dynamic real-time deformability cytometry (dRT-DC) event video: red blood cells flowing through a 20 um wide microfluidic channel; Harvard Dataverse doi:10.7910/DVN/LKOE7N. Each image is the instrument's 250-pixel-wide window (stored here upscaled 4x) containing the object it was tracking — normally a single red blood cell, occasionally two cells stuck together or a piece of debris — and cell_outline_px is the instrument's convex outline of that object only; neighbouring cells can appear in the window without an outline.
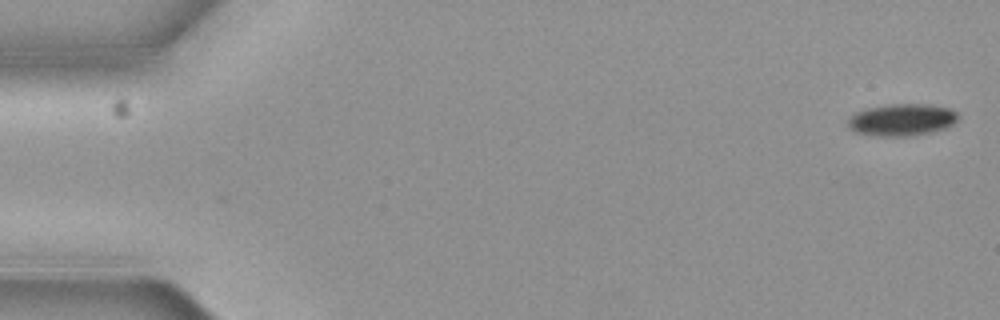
{"species": "common noctule bat (a hibernating species)", "species_latin": "Nyctalus noctula", "temperature_condition": "cold", "stored_images_in_passage": 3, "camera_frame_rate_fps": 3000, "um_per_image_px": 0.085, "animal": {"sex": "female", "body_mass_g": 19.3, "forearm_length_mm": 54.1}, "frame": {"image": 1, "passage_image": 1, "time_ms": 0.0, "image_size_px": [1000, 320], "cell_outline_px": [[956, 120], [952, 124], [944, 128], [928, 132], [900, 136], [880, 136], [856, 132], [848, 128], [848, 120], [856, 112], [868, 108], [888, 104], [928, 104], [952, 108], [956, 112]], "centroid_in_image_um": [76.64, 10.16], "position_along_channel_um": 8.4, "area_um2": 20.17}}